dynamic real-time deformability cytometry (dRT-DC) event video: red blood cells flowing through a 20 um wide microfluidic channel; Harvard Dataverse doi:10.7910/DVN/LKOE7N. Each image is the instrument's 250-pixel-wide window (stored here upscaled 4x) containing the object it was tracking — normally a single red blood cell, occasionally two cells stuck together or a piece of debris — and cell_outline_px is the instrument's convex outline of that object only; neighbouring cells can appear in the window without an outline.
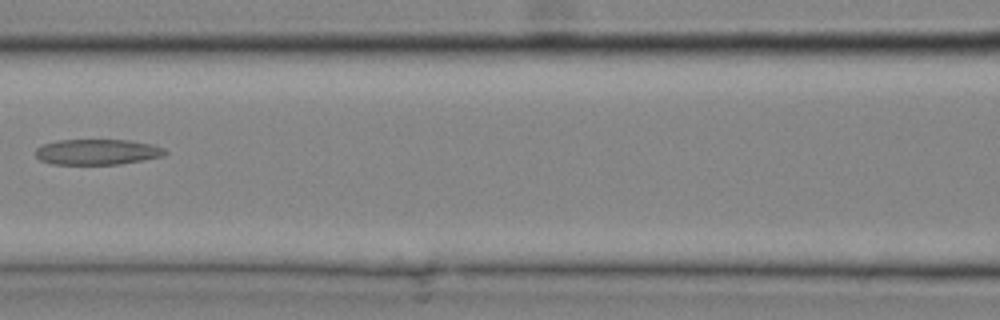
{"species": "common noctule bat (a hibernating species)", "species_latin": "Nyctalus noctula", "temperature_condition": "cold", "stored_images_in_passage": 11, "camera_frame_rate_fps": 3000, "um_per_image_px": 0.085, "animal": {"sex": "male", "body_mass_g": 20.4}, "frame": {"image": 1, "passage_image": 10, "time_ms": 3.0, "image_size_px": [1000, 320], "cell_outline_px": [[168, 152], [164, 156], [120, 164], [52, 164], [40, 160], [36, 156], [36, 148], [44, 144], [56, 140], [128, 140], [152, 144], [164, 148]], "centroid_in_image_um": [8.28, 12.91], "position_along_channel_um": 158.3, "area_um2": 19.31}}